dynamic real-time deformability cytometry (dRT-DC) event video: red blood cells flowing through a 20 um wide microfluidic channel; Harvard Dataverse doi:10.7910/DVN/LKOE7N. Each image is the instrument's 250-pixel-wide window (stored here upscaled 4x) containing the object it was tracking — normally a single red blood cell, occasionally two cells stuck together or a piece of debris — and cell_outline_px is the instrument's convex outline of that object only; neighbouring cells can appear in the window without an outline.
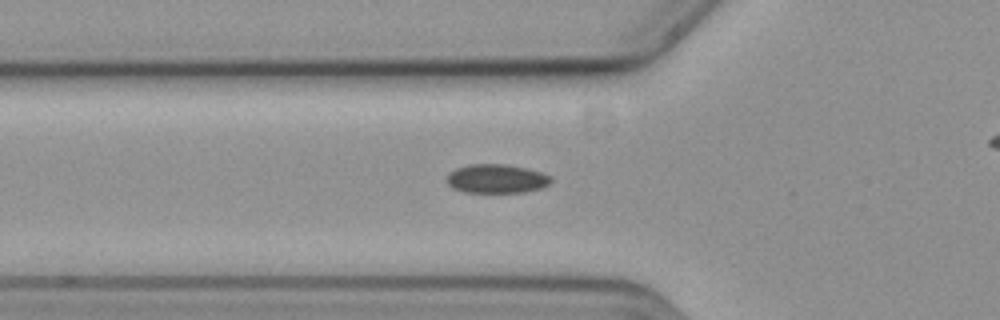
{"species": "common noctule bat (a hibernating species)", "species_latin": "Nyctalus noctula", "temperature_condition": "cold", "stored_images_in_passage": 32, "camera_frame_rate_fps": 3000, "um_per_image_px": 0.085, "animal": {"sex": "female", "body_mass_g": 19.3, "forearm_length_mm": 54.1}, "frame": {"image": 1, "passage_image": 2, "time_ms": 0.333, "image_size_px": [1000, 320], "cell_outline_px": [[552, 184], [544, 188], [524, 192], [464, 192], [452, 188], [448, 184], [448, 172], [456, 168], [468, 164], [508, 164], [528, 168], [552, 176]], "centroid_in_image_um": [42.25, 15.18], "position_along_channel_um": 83.5, "area_um2": 17.86}}
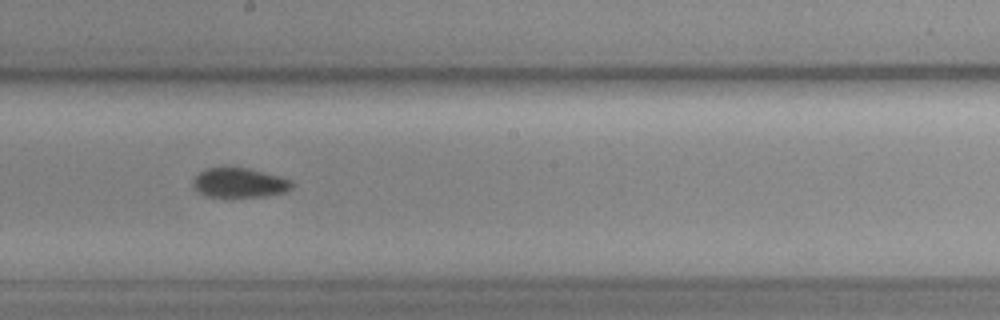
{"frame": {"image": 2, "passage_image": 14, "time_ms": 4.333, "image_size_px": [1000, 320], "cell_outline_px": [[292, 188], [284, 192], [264, 196], [232, 200], [208, 196], [200, 192], [192, 184], [192, 180], [204, 168], [248, 168], [280, 176], [292, 180]], "centroid_in_image_um": [20.35, 15.58], "position_along_channel_um": 227.9, "area_um2": 17.51}}
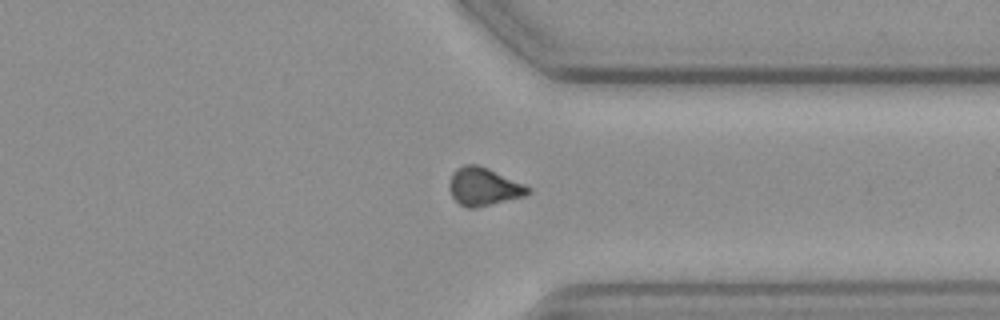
{"frame": {"image": 3, "passage_image": 26, "time_ms": 8.333, "image_size_px": [1000, 320], "cell_outline_px": [[532, 192], [524, 196], [476, 208], [468, 208], [460, 204], [452, 196], [448, 188], [448, 184], [452, 172], [456, 168], [464, 164], [476, 164], [488, 168], [524, 184], [532, 188]], "centroid_in_image_um": [41.1, 15.86], "position_along_channel_um": 370.3, "area_um2": 17.51}}